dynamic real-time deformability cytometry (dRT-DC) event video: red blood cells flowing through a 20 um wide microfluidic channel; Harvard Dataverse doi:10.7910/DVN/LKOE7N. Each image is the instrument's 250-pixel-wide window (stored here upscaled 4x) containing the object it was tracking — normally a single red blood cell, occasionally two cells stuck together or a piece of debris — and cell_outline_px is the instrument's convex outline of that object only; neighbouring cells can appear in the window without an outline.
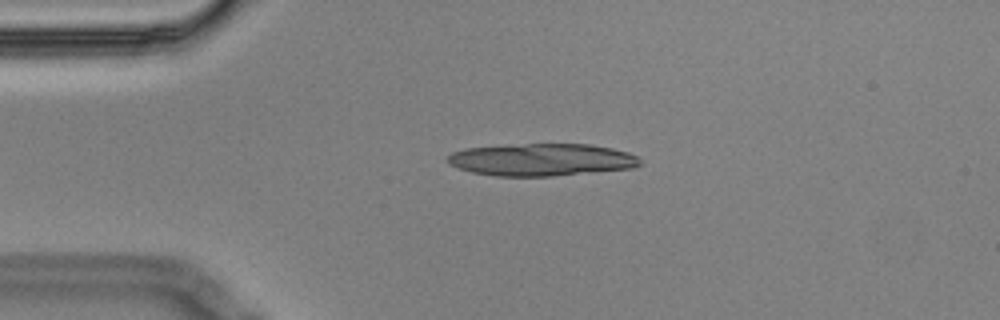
{"species": "Egyptian fruit bat (a non-hibernating species)", "species_latin": "Rousettus aegyptiacus", "temperature_condition": "cold", "stored_images_in_passage": 6, "segment_of_instrument_passage": [2, 2], "camera_frame_rate_fps": 3000, "um_per_image_px": 0.085, "animal": {"sex": "male"}, "frame": {"image": 1, "passage_image": 6, "time_ms": 1.667, "image_size_px": [1000, 320], "cell_outline_px": [[644, 164], [632, 168], [552, 176], [496, 176], [472, 172], [448, 164], [444, 160], [444, 156], [452, 152], [464, 148], [524, 144], [592, 144], [612, 148], [628, 152], [636, 156]], "centroid_in_image_um": [46.0, 13.57], "position_along_channel_um": 39.0, "area_um2": 36.47}}